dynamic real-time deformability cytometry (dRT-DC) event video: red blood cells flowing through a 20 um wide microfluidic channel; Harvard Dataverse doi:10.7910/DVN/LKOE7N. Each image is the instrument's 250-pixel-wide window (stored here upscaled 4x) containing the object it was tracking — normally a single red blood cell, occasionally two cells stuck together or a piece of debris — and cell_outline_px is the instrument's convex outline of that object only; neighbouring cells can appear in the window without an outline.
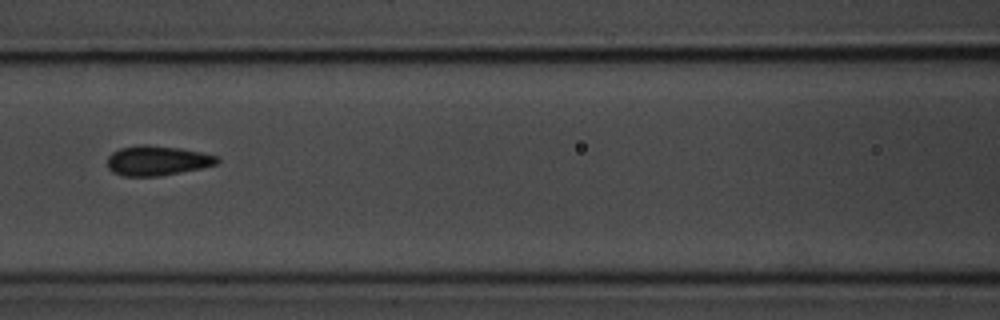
{"species": "common noctule bat (a hibernating species)", "species_latin": "Nyctalus noctula", "temperature_condition": "room temperature", "stored_images_in_passage": 7, "camera_frame_rate_fps": 3000, "um_per_image_px": 0.085, "animal": {"sex": "male", "body_mass_g": 20.1, "forearm_length_mm": 53.5}, "frame": {"image": 1, "passage_image": 7, "time_ms": 7.667, "image_size_px": [1000, 320], "cell_outline_px": [[220, 160], [216, 164], [200, 168], [160, 176], [124, 176], [112, 172], [108, 168], [108, 156], [112, 152], [120, 148], [140, 144], [144, 144], [180, 148], [200, 152], [216, 156]], "centroid_in_image_um": [13.32, 13.65], "position_along_channel_um": 153.3, "area_um2": 18.96}}